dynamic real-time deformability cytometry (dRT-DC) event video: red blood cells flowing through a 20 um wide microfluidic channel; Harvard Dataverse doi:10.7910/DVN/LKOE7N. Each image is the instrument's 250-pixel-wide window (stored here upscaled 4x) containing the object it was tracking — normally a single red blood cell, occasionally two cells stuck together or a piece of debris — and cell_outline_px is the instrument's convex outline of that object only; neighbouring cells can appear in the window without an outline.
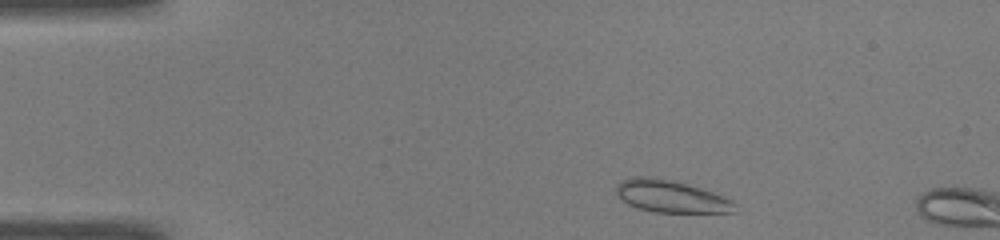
{"species": "common noctule bat (a hibernating species)", "species_latin": "Nyctalus noctula", "temperature_condition": "warm", "stored_images_in_passage": 6, "camera_frame_rate_fps": 3000, "um_per_image_px": 0.085, "animal": {"sex": "male", "body_mass_g": 19.0, "forearm_length_mm": 50.8}, "frame": {"image": 1, "passage_image": 3, "time_ms": 0.667, "image_size_px": [1000, 240], "cell_outline_px": [[736, 212], [656, 212], [636, 208], [628, 204], [616, 192], [616, 184], [620, 180], [636, 176], [652, 176], [676, 180], [724, 196], [732, 200], [736, 204]], "centroid_in_image_um": [57.02, 16.67], "position_along_channel_um": 28.0, "area_um2": 22.43}}